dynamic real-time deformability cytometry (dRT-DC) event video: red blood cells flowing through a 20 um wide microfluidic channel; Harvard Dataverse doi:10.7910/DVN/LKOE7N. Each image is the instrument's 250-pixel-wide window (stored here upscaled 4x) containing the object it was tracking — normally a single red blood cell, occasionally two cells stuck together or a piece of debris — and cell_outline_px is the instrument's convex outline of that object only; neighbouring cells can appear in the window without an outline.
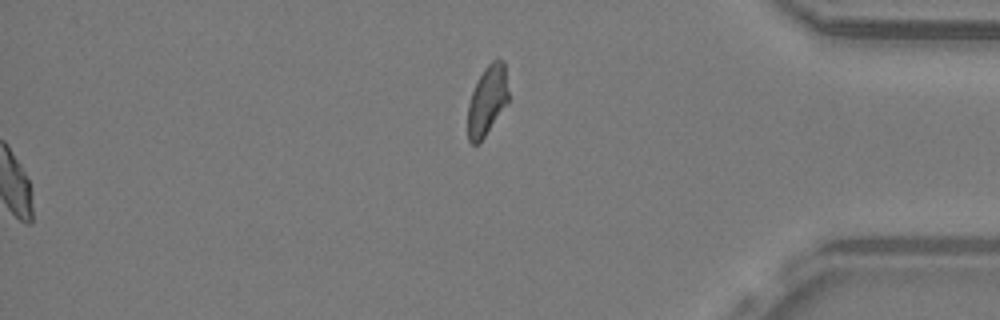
{"species": "common noctule bat (a hibernating species)", "species_latin": "Nyctalus noctula", "temperature_condition": "warm", "stored_images_in_passage": 54, "segment_of_instrument_passage": [2, 2], "camera_frame_rate_fps": 3000, "um_per_image_px": 0.085, "animal": {"sex": "male", "body_mass_g": 19.2, "forearm_length_mm": 51.8}, "frame": {"image": 1, "passage_image": 54, "time_ms": 17.667, "image_size_px": [1000, 320], "cell_outline_px": [[508, 104], [484, 136], [476, 144], [472, 144], [468, 140], [468, 104], [472, 92], [484, 68], [492, 60], [504, 60], [508, 92]], "centroid_in_image_um": [41.42, 8.53], "position_along_channel_um": 393.8, "area_um2": 16.3}}